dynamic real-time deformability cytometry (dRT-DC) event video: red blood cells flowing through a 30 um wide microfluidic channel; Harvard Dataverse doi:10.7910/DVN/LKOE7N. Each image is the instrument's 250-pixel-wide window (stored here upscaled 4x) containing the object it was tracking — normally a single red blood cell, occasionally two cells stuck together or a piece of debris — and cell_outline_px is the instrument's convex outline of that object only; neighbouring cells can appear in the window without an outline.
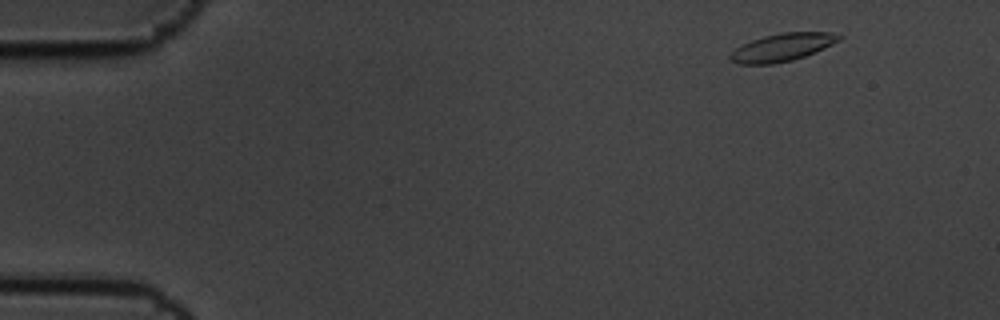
{"species": "common noctule bat (a hibernating species)", "species_latin": "Nyctalus noctula", "temperature_condition": "cold", "stored_images_in_passage": 5, "camera_frame_rate_fps": 3000, "um_per_image_px": 0.085, "animal": {"sex": "male", "body_mass_g": 19.5, "forearm_length_mm": 54.6}, "frame": {"image": 1, "passage_image": 1, "time_ms": 0.0, "image_size_px": [1000, 320], "cell_outline_px": [[844, 36], [840, 40], [816, 52], [792, 60], [772, 64], [736, 64], [728, 60], [728, 56], [736, 48], [752, 40], [764, 36], [780, 32], [832, 32]], "centroid_in_image_um": [66.49, 4.02], "position_along_channel_um": 18.5, "area_um2": 17.69}}
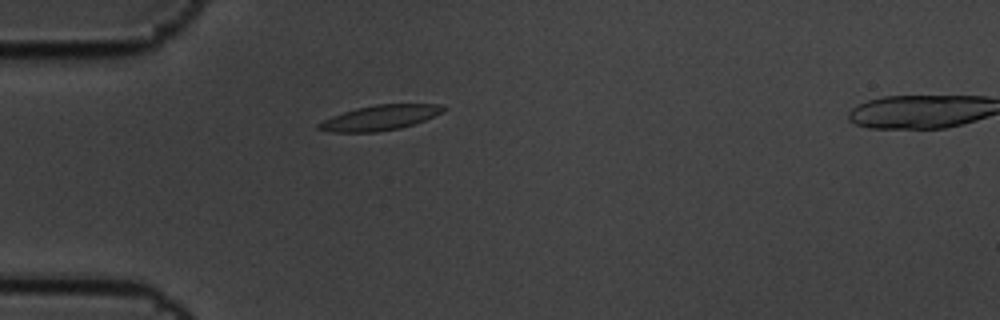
{"frame": {"image": 2, "passage_image": 4, "time_ms": 1.0, "image_size_px": [1000, 320], "cell_outline_px": [[444, 112], [424, 120], [400, 128], [376, 132], [328, 132], [316, 128], [316, 124], [332, 116], [356, 108], [376, 104], [440, 104], [444, 108]], "centroid_in_image_um": [32.26, 10.01], "position_along_channel_um": 52.7, "area_um2": 18.09}}